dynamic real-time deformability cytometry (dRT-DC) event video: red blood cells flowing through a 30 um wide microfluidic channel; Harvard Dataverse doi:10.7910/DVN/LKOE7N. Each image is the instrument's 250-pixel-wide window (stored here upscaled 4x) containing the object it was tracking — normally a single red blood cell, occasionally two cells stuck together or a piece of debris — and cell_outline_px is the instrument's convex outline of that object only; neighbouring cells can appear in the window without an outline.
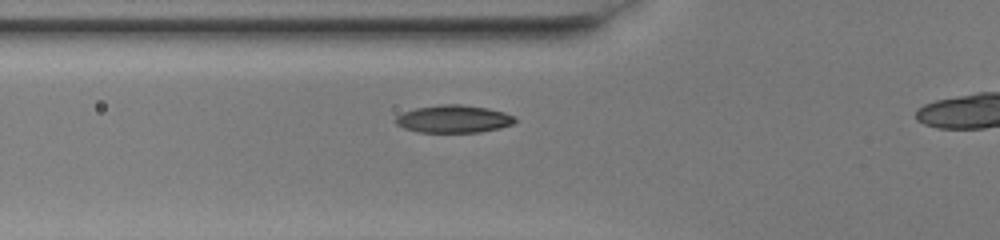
{"species": "common noctule bat (a hibernating species)", "species_latin": "Nyctalus noctula", "temperature_condition": "warm", "stored_images_in_passage": 28, "camera_frame_rate_fps": 3000, "um_per_image_px": 0.085, "animal": {"sex": "female", "body_mass_g": 20.0, "forearm_length_mm": 54.0}, "frame": {"image": 1, "passage_image": 2, "time_ms": 0.333, "image_size_px": [1000, 240], "cell_outline_px": [[516, 120], [512, 124], [500, 128], [480, 132], [416, 132], [404, 128], [396, 124], [396, 116], [404, 112], [416, 108], [440, 104], [460, 104], [488, 108], [504, 112], [516, 116]], "centroid_in_image_um": [38.57, 10.11], "position_along_channel_um": 87.2, "area_um2": 19.25}}
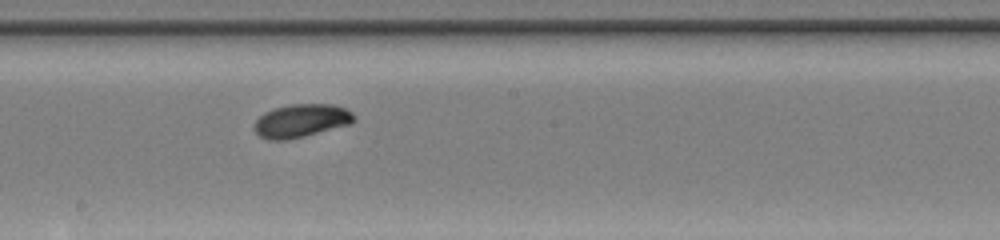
{"frame": {"image": 2, "passage_image": 12, "time_ms": 3.667, "image_size_px": [1000, 240], "cell_outline_px": [[356, 120], [352, 124], [288, 140], [268, 140], [260, 136], [252, 128], [256, 120], [264, 112], [276, 108], [292, 104], [332, 104], [344, 108], [352, 112], [356, 116]], "centroid_in_image_um": [25.62, 10.27], "position_along_channel_um": 222.6, "area_um2": 19.42}}
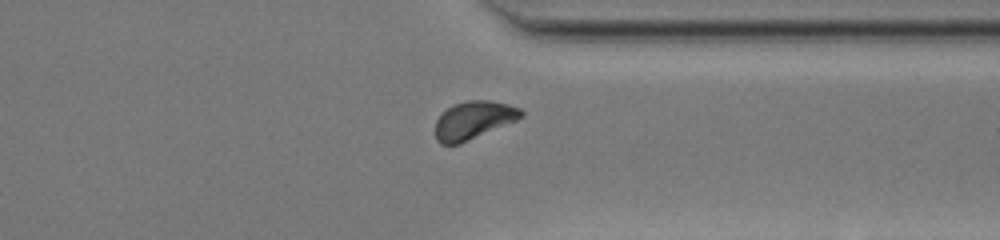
{"frame": {"image": 3, "passage_image": 23, "time_ms": 7.333, "image_size_px": [1000, 240], "cell_outline_px": [[524, 116], [516, 120], [460, 144], [440, 144], [436, 140], [436, 120], [452, 104], [468, 100], [492, 100], [508, 104], [520, 108], [524, 112]], "centroid_in_image_um": [40.26, 10.2], "position_along_channel_um": 371.1, "area_um2": 18.9}}